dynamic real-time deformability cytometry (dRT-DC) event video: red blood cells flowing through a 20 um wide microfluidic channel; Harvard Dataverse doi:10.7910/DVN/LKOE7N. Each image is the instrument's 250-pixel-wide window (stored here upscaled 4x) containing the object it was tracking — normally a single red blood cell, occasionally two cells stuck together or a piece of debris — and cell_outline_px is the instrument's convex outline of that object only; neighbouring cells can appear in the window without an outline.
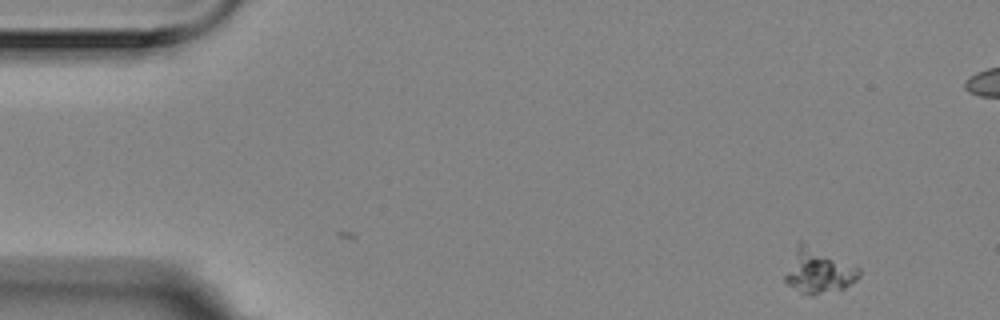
{"species": "Egyptian fruit bat (a non-hibernating species)", "species_latin": "Rousettus aegyptiacus", "temperature_condition": "room temperature", "stored_images_in_passage": 6, "camera_frame_rate_fps": 3000, "um_per_image_px": 0.085, "animal": {"sex": "female"}, "frame": {"image": 1, "passage_image": 1, "time_ms": 0.0, "image_size_px": [1000, 320], "cell_outline_px": [[860, 276], [856, 280], [844, 288], [816, 296], [812, 296], [800, 292], [788, 284], [784, 280], [784, 276], [796, 244], [800, 240], [860, 268]], "centroid_in_image_um": [69.56, 23.04], "position_along_channel_um": 15.4, "area_um2": 19.25}}
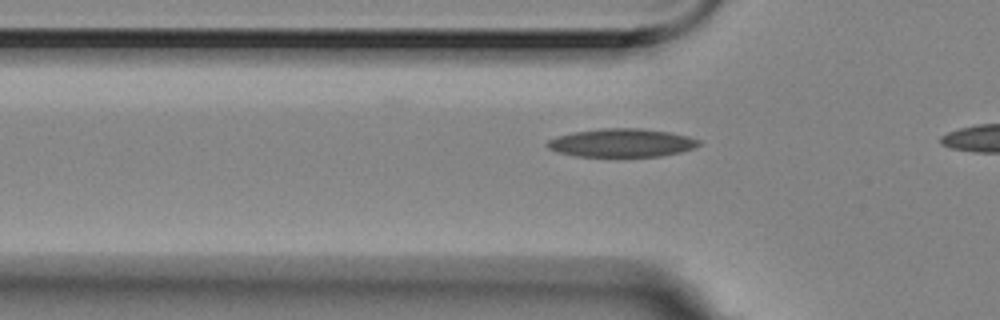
{"frame": {"image": 2, "passage_image": 6, "time_ms": 1.667, "image_size_px": [1000, 320], "cell_outline_px": [[700, 144], [696, 148], [680, 152], [660, 156], [576, 156], [556, 152], [548, 148], [544, 144], [548, 140], [556, 136], [572, 132], [600, 128], [640, 128], [668, 132], [688, 136], [700, 140]], "centroid_in_image_um": [52.81, 12.13], "position_along_channel_um": 73.0, "area_um2": 25.14}}